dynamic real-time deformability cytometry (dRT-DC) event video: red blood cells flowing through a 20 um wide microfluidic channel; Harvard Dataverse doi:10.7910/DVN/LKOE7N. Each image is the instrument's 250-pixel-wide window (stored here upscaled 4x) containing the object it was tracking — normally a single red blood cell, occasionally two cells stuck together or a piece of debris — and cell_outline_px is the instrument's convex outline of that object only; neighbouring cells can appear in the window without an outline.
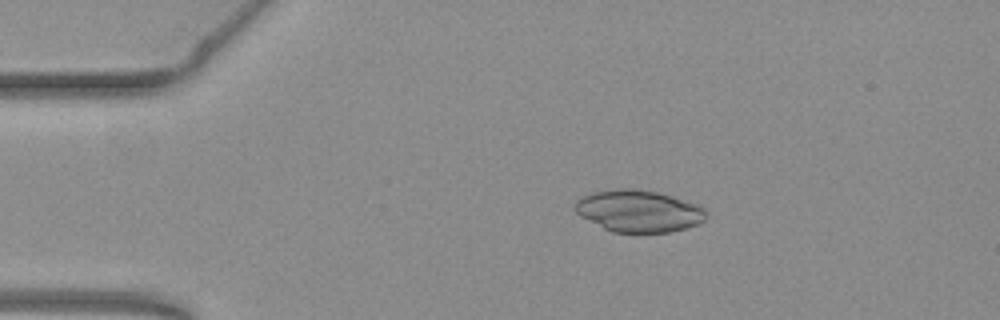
{"species": "common noctule bat (a hibernating species)", "species_latin": "Nyctalus noctula", "temperature_condition": "warm", "stored_images_in_passage": 53, "camera_frame_rate_fps": 3000, "um_per_image_px": 0.085, "animal": {"sex": "female", "body_mass_g": 19.3, "forearm_length_mm": 54.1}, "frame": {"image": 1, "passage_image": 10, "time_ms": 3.0, "image_size_px": [1000, 320], "cell_outline_px": [[708, 216], [704, 220], [696, 224], [684, 228], [668, 232], [612, 232], [580, 216], [572, 208], [576, 200], [580, 196], [592, 192], [616, 188], [632, 188], [656, 192], [696, 204], [704, 208]], "centroid_in_image_um": [54.22, 17.93], "position_along_channel_um": 30.8, "area_um2": 31.91}}